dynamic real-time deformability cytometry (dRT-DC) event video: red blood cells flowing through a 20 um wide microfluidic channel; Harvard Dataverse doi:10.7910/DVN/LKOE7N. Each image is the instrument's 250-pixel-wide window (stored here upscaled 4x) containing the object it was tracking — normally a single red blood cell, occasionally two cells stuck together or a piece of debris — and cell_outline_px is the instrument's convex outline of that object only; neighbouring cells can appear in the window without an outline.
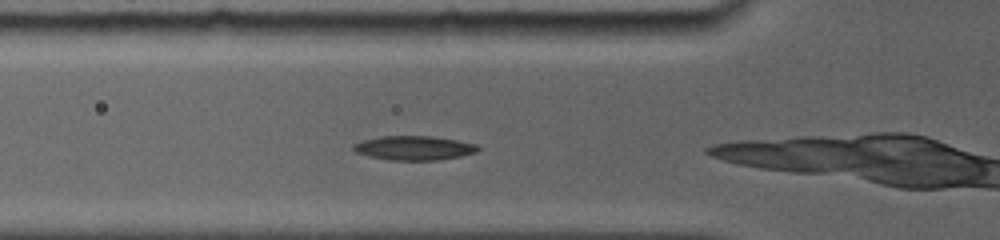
{"species": "common noctule bat (a hibernating species)", "species_latin": "Nyctalus noctula", "temperature_condition": "room temperature", "stored_images_in_passage": 32, "camera_frame_rate_fps": 5000, "um_per_image_px": 0.085, "animal": {"sex": "female", "body_mass_g": 19.0, "forearm_length_mm": 56.7}, "frame": {"image": 1, "passage_image": 4, "time_ms": 0.8, "image_size_px": [1000, 240], "cell_outline_px": [[480, 148], [476, 152], [460, 156], [436, 160], [388, 160], [356, 152], [352, 148], [352, 144], [364, 140], [380, 136], [432, 136], [456, 140], [476, 144]], "centroid_in_image_um": [35.19, 12.57], "position_along_channel_um": 90.6, "area_um2": 17.4}}
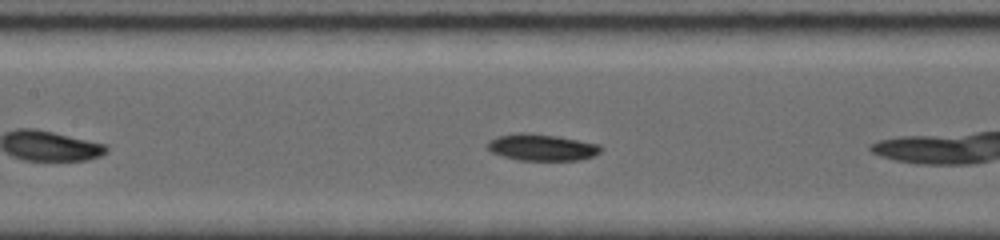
{"frame": {"image": 2, "passage_image": 12, "time_ms": 2.6, "image_size_px": [1000, 240], "cell_outline_px": [[604, 148], [600, 152], [592, 156], [580, 160], [520, 160], [504, 156], [492, 152], [488, 148], [488, 140], [496, 136], [516, 132], [528, 132], [556, 136], [600, 144]], "centroid_in_image_um": [46.06, 12.51], "position_along_channel_um": 161.3, "area_um2": 17.63}}
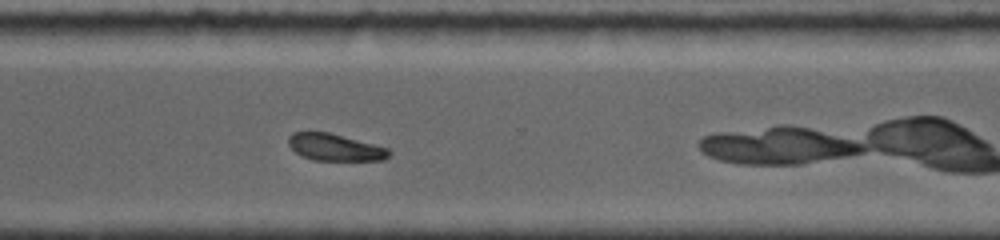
{"frame": {"image": 3, "passage_image": 25, "time_ms": 7.2, "image_size_px": [1000, 240], "cell_outline_px": [[392, 156], [384, 160], [312, 160], [296, 152], [288, 144], [288, 136], [292, 132], [328, 132], [388, 148], [392, 152]], "centroid_in_image_um": [28.5, 12.53], "position_along_channel_um": 342.1, "area_um2": 15.72}, "authors_computed_cell_mechanics": {"area_um2": 17.2533, "velocity_mm_per_s": 3.9251, "shape_relaxation_time_tau1_ms": 3.3805, "shape_relaxation_time_tau2_ms": null, "deformation_change_tau1": 0.0962, "deformation_change_tau2": null}}